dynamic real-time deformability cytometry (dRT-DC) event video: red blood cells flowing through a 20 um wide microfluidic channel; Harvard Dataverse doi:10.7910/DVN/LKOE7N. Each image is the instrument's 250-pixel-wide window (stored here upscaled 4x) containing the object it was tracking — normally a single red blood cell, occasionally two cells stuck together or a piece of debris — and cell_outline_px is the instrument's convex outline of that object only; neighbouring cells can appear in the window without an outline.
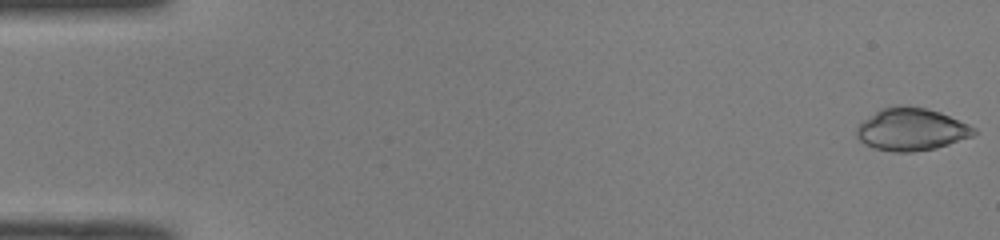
{"species": "common noctule bat (a hibernating species)", "species_latin": "Nyctalus noctula", "temperature_condition": "room temperature", "stored_images_in_passage": 50, "camera_frame_rate_fps": 3000, "um_per_image_px": 0.085, "animal": {"sex": "male", "body_mass_g": 19.0, "forearm_length_mm": 50.8}, "frame": {"image": 1, "passage_image": 1, "time_ms": 0.0, "image_size_px": [1000, 240], "cell_outline_px": [[976, 132], [972, 136], [936, 148], [912, 152], [892, 152], [872, 148], [864, 144], [856, 136], [856, 128], [864, 120], [880, 108], [892, 104], [900, 104], [928, 108], [940, 112], [968, 124], [976, 128]], "centroid_in_image_um": [77.43, 10.98], "position_along_channel_um": 7.6, "area_um2": 29.3}}
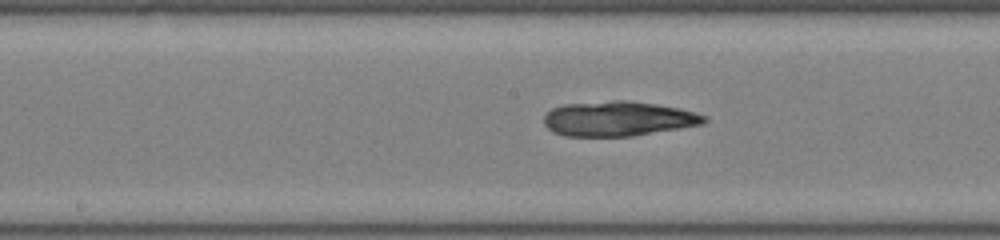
{"frame": {"image": 2, "passage_image": 26, "time_ms": 8.333, "image_size_px": [1000, 240], "cell_outline_px": [[708, 120], [704, 124], [632, 136], [564, 136], [552, 132], [544, 124], [544, 116], [552, 108], [564, 104], [612, 100], [624, 100], [656, 104], [680, 108], [696, 112], [708, 116]], "centroid_in_image_um": [52.56, 10.09], "position_along_channel_um": 195.6, "area_um2": 32.71}}
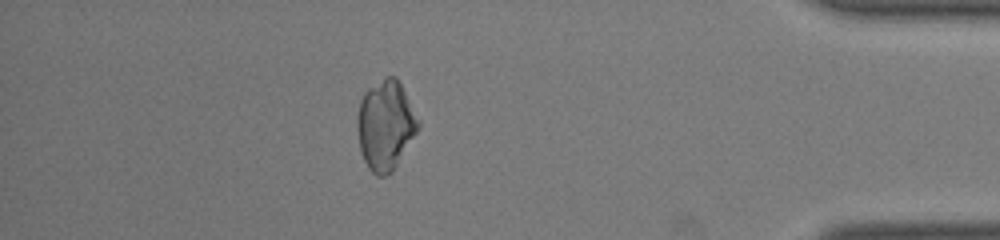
{"frame": {"image": 3, "passage_image": 44, "time_ms": 14.333, "image_size_px": [1000, 240], "cell_outline_px": [[420, 128], [392, 172], [388, 176], [376, 176], [368, 168], [360, 152], [356, 128], [356, 116], [360, 100], [364, 92], [368, 88], [388, 76], [396, 76], [420, 120]], "centroid_in_image_um": [32.75, 10.67], "position_along_channel_um": 402.4, "area_um2": 32.14}}